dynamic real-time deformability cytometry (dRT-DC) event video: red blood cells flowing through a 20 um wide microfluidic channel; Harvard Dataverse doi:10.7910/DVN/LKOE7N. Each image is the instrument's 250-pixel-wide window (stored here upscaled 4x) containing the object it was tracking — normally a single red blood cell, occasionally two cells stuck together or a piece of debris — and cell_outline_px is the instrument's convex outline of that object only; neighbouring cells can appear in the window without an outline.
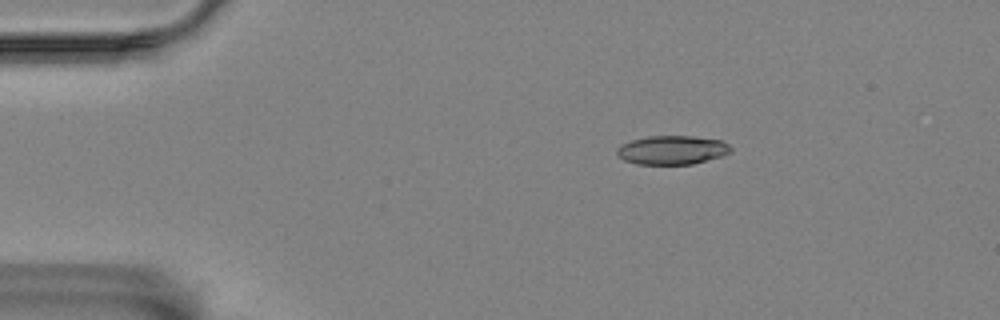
{"species": "Egyptian fruit bat (a non-hibernating species)", "species_latin": "Rousettus aegyptiacus", "temperature_condition": "room temperature", "stored_images_in_passage": 49, "camera_frame_rate_fps": 3000, "um_per_image_px": 0.085, "animal": {"sex": "female"}, "frame": {"image": 1, "passage_image": 1, "time_ms": 0.0, "image_size_px": [1000, 320], "cell_outline_px": [[732, 148], [728, 152], [720, 156], [692, 164], [636, 164], [624, 160], [616, 152], [616, 148], [620, 144], [632, 140], [648, 136], [692, 136], [724, 140]], "centroid_in_image_um": [57.1, 12.74], "position_along_channel_um": 27.9, "area_um2": 19.07}}
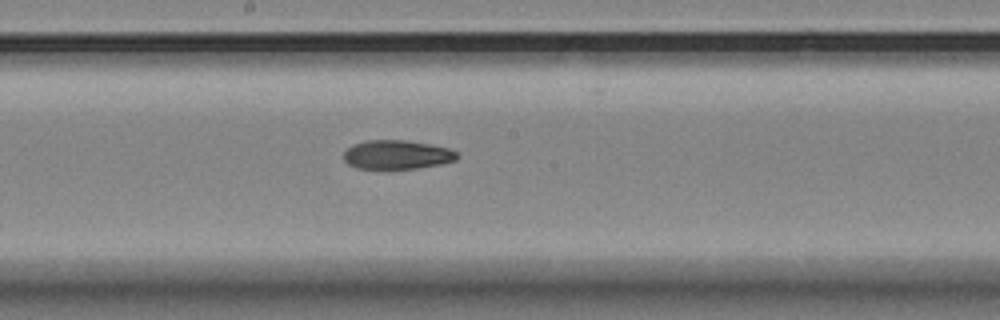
{"frame": {"image": 2, "passage_image": 22, "time_ms": 7.0, "image_size_px": [1000, 320], "cell_outline_px": [[460, 156], [456, 160], [440, 164], [416, 168], [356, 168], [348, 164], [344, 160], [344, 152], [352, 144], [364, 140], [404, 140], [428, 144], [448, 148], [456, 152]], "centroid_in_image_um": [33.72, 13.14], "position_along_channel_um": 214.5, "area_um2": 19.02}}
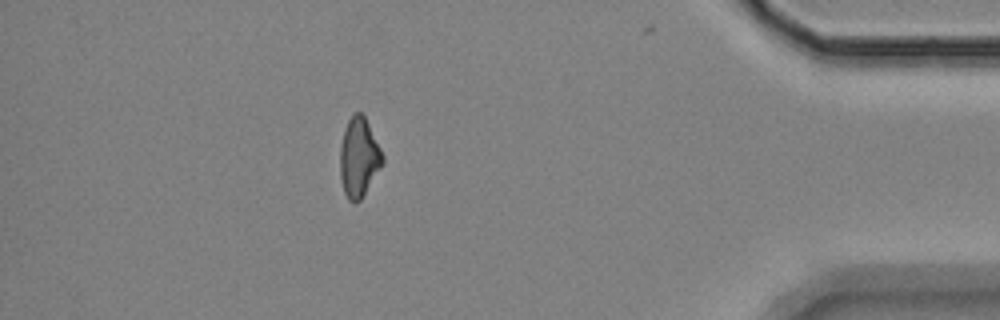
{"frame": {"image": 3, "passage_image": 42, "time_ms": 13.667, "image_size_px": [1000, 320], "cell_outline_px": [[384, 164], [360, 200], [356, 204], [348, 200], [344, 192], [340, 176], [340, 148], [344, 128], [352, 112], [360, 112], [364, 116], [384, 156]], "centroid_in_image_um": [30.5, 13.4], "position_along_channel_um": 404.7, "area_um2": 19.71}, "authors_computed_cell_mechanics": {"area_um2": 19.8254, "velocity_mm_per_s": 3.4894, "shape_relaxation_time_tau1_ms": 11.3858, "shape_relaxation_time_tau2_ms": 4.433, "deformation_change_tau1": 0.2106, "deformation_change_tau2": 0.1112}}